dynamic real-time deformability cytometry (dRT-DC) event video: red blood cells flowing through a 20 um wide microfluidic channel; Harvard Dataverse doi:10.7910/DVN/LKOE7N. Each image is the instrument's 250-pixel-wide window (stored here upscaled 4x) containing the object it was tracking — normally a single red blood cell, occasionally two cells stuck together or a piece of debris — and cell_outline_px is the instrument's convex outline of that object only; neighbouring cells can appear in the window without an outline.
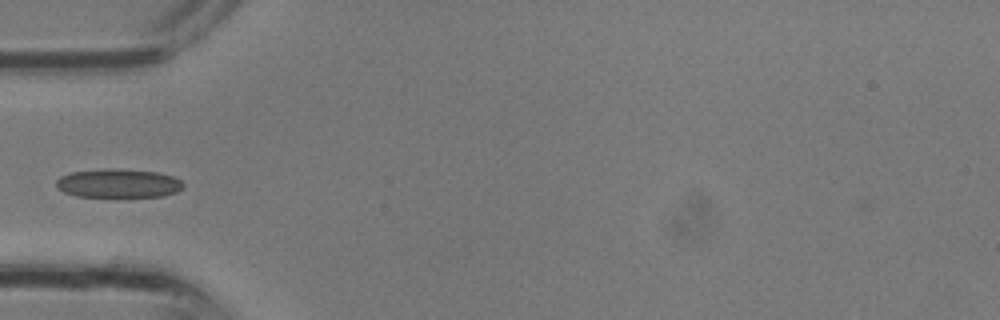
{"species": "common noctule bat (a hibernating species)", "species_latin": "Nyctalus noctula", "temperature_condition": "room temperature", "stored_images_in_passage": 3, "camera_frame_rate_fps": 3000, "um_per_image_px": 0.085, "animal": {"sex": "male", "body_mass_g": 13.3}, "frame": {"image": 1, "passage_image": 3, "time_ms": 0.667, "image_size_px": [1000, 320], "cell_outline_px": [[184, 188], [176, 192], [164, 196], [76, 196], [64, 192], [56, 188], [56, 180], [60, 176], [68, 172], [108, 168], [112, 168], [156, 172], [172, 176], [180, 180], [184, 184]], "centroid_in_image_um": [10.03, 15.57], "position_along_channel_um": 75.0, "area_um2": 21.33}}